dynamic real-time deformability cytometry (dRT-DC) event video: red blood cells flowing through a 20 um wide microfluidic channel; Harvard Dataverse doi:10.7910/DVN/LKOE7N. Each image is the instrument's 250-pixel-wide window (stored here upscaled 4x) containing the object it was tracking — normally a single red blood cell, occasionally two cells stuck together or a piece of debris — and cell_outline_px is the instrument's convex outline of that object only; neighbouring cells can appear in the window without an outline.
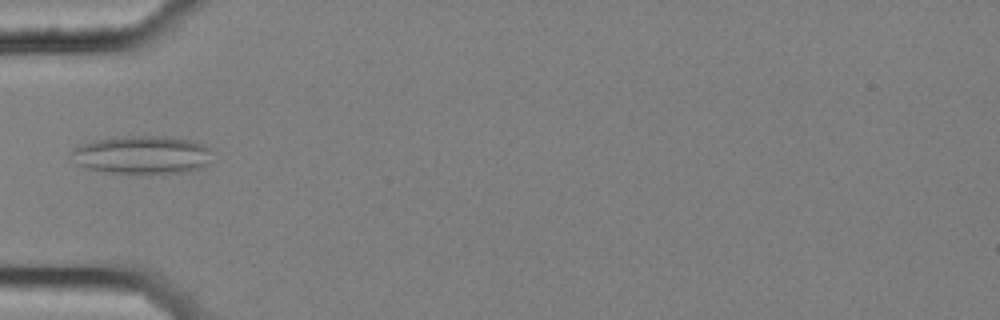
{"species": "common noctule bat (a hibernating species)", "species_latin": "Nyctalus noctula", "temperature_condition": "cold", "stored_images_in_passage": 38, "camera_frame_rate_fps": 3000, "um_per_image_px": 0.085, "animal": {"sex": "female", "body_mass_g": 25.1}, "frame": {"image": 1, "passage_image": 1, "time_ms": 0.0, "image_size_px": [1000, 320], "cell_outline_px": [[212, 164], [204, 168], [192, 172], [108, 172], [88, 168], [80, 164], [72, 152], [80, 144], [112, 136], [164, 136], [192, 140], [204, 144], [212, 148]], "centroid_in_image_um": [12.24, 13.14], "position_along_channel_um": 72.8, "area_um2": 31.33}}
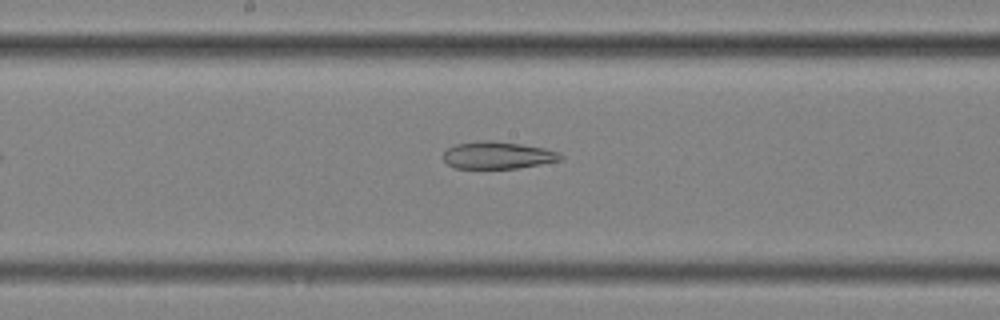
{"frame": {"image": 2, "passage_image": 12, "time_ms": 3.667, "image_size_px": [1000, 320], "cell_outline_px": [[564, 160], [516, 168], [456, 168], [448, 164], [444, 160], [444, 152], [448, 148], [456, 144], [480, 140], [492, 140], [520, 144], [544, 148], [560, 152], [564, 156]], "centroid_in_image_um": [42.34, 13.19], "position_along_channel_um": 205.9, "area_um2": 18.61}}
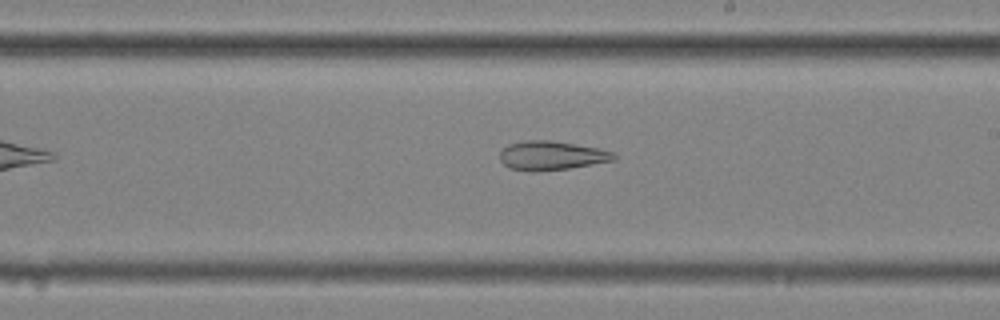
{"frame": {"image": 3, "passage_image": 15, "time_ms": 4.667, "image_size_px": [1000, 320], "cell_outline_px": [[616, 160], [568, 168], [532, 172], [528, 172], [508, 168], [500, 160], [500, 152], [508, 144], [524, 140], [552, 140], [600, 148], [612, 152], [616, 156]], "centroid_in_image_um": [46.85, 13.22], "position_along_channel_um": 242.1, "area_um2": 19.42}, "authors_computed_cell_mechanics": {"area_um2": 22.5998, "velocity_mm_per_s": 3.6307, "shape_relaxation_time_tau1_ms": null, "shape_relaxation_time_tau2_ms": 5.1515, "deformation_change_tau1": null, "deformation_change_tau2": 0.1515}}